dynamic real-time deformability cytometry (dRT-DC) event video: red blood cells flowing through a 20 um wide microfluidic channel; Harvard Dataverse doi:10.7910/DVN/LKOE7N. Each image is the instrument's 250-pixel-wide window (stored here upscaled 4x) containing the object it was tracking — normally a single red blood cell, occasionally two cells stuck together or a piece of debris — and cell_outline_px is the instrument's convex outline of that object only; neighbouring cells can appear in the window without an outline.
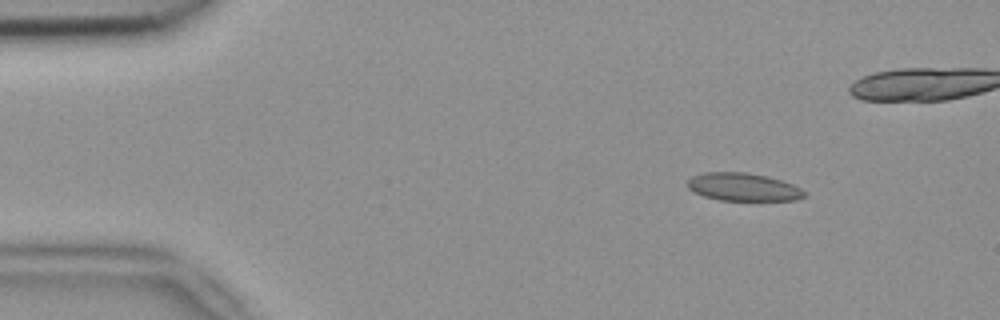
{"species": "common noctule bat (a hibernating species)", "species_latin": "Nyctalus noctula", "temperature_condition": "room temperature", "stored_images_in_passage": 4, "camera_frame_rate_fps": 3000, "um_per_image_px": 0.085, "animal": {"sex": "female", "body_mass_g": 18.4}, "frame": {"image": 1, "passage_image": 1, "time_ms": 0.0, "image_size_px": [1000, 320], "cell_outline_px": [[804, 196], [796, 200], [720, 200], [704, 196], [692, 192], [688, 188], [688, 180], [692, 176], [704, 172], [744, 172], [768, 176], [792, 184], [800, 188], [804, 192]], "centroid_in_image_um": [63.13, 15.89], "position_along_channel_um": 21.9, "area_um2": 18.9}}